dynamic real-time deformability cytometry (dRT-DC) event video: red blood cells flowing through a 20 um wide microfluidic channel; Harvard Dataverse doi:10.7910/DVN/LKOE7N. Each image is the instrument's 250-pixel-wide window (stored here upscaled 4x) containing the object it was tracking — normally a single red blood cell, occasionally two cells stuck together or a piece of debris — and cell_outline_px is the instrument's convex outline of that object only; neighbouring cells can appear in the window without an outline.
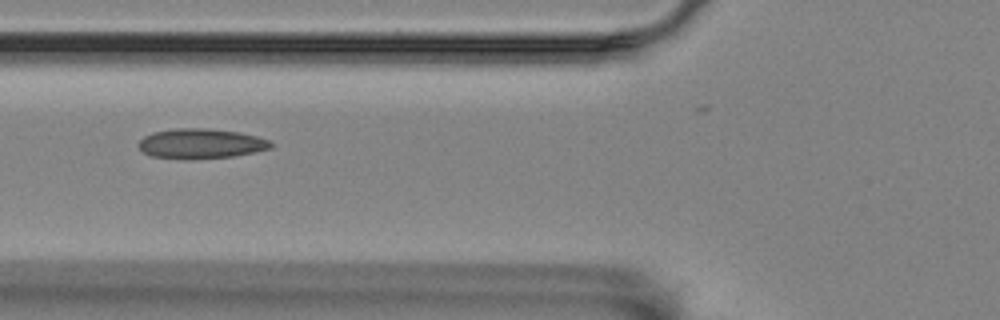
{"species": "Egyptian fruit bat (a non-hibernating species)", "species_latin": "Rousettus aegyptiacus", "temperature_condition": "room temperature", "stored_images_in_passage": 10, "camera_frame_rate_fps": 3000, "um_per_image_px": 0.085, "animal": {"sex": "female"}, "frame": {"image": 1, "passage_image": 4, "time_ms": 1.0, "image_size_px": [1000, 320], "cell_outline_px": [[272, 148], [232, 156], [188, 160], [148, 156], [136, 144], [144, 136], [152, 132], [176, 128], [208, 128], [240, 132], [256, 136], [268, 140], [272, 144]], "centroid_in_image_um": [17.02, 12.21], "position_along_channel_um": 108.8, "area_um2": 23.24}}
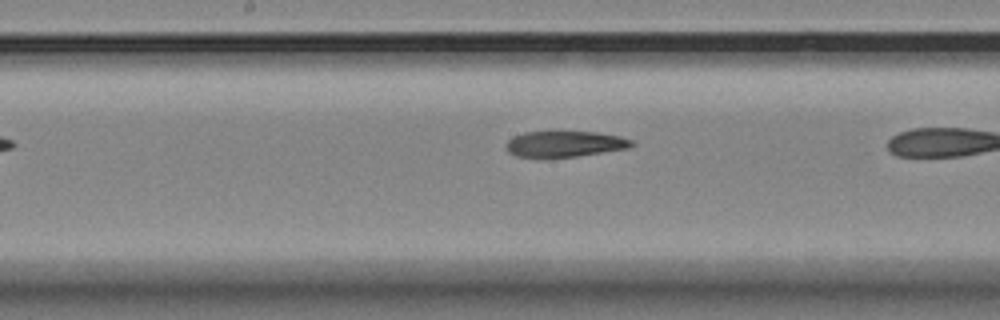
{"frame": {"image": 2, "passage_image": 9, "time_ms": 2.667, "image_size_px": [1000, 320], "cell_outline_px": [[636, 144], [628, 148], [576, 156], [544, 160], [516, 156], [508, 152], [504, 148], [508, 140], [512, 136], [524, 132], [548, 128], [596, 132], [620, 136], [632, 140]], "centroid_in_image_um": [47.89, 12.21], "position_along_channel_um": 200.3, "area_um2": 20.58}}